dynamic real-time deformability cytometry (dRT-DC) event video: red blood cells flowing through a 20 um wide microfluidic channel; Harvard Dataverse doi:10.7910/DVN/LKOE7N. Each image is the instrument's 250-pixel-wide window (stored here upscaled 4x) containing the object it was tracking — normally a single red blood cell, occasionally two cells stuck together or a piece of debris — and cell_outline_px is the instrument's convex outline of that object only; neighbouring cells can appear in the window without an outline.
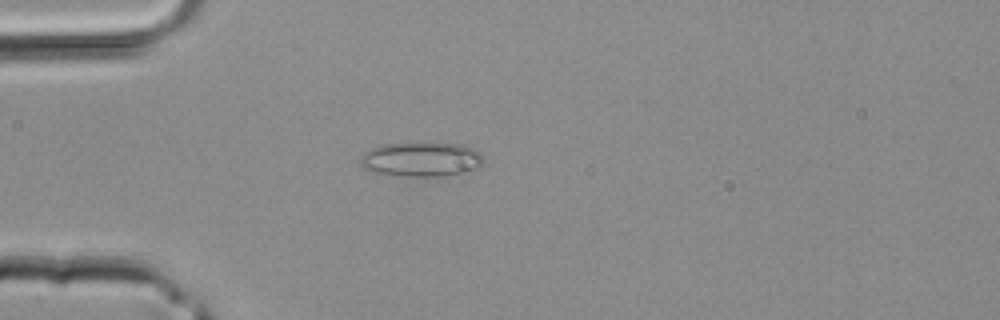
{"species": "common noctule bat (a hibernating species)", "species_latin": "Nyctalus noctula", "temperature_condition": "room temperature", "stored_images_in_passage": 30, "camera_frame_rate_fps": 3000, "um_per_image_px": 0.085, "animal": {"sex": "male", "body_mass_g": 20.4}, "frame": {"image": 1, "passage_image": 2, "time_ms": 0.333, "image_size_px": [1000, 320], "cell_outline_px": [[484, 164], [476, 168], [460, 172], [440, 176], [404, 176], [376, 172], [364, 168], [360, 164], [360, 156], [364, 152], [372, 148], [384, 144], [460, 144], [472, 148], [484, 160]], "centroid_in_image_um": [35.77, 13.55], "position_along_channel_um": 49.2, "area_um2": 24.04}}
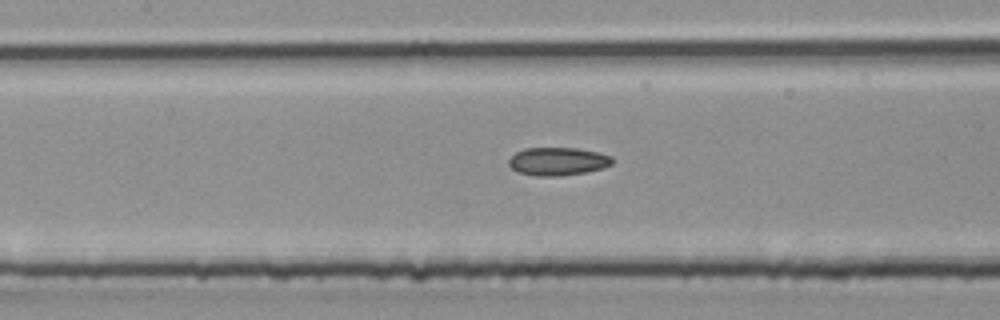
{"frame": {"image": 2, "passage_image": 9, "time_ms": 2.667, "image_size_px": [1000, 320], "cell_outline_px": [[612, 164], [604, 168], [584, 172], [560, 176], [536, 176], [516, 172], [508, 164], [508, 160], [516, 152], [524, 148], [580, 148], [612, 156]], "centroid_in_image_um": [47.39, 13.72], "position_along_channel_um": 160.0, "area_um2": 16.99}}
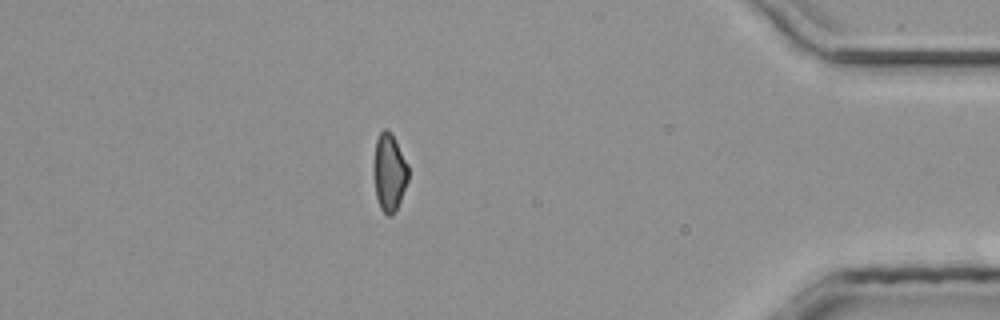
{"frame": {"image": 3, "passage_image": 25, "time_ms": 8.0, "image_size_px": [1000, 320], "cell_outline_px": [[408, 180], [400, 200], [392, 216], [388, 216], [380, 208], [376, 196], [372, 172], [372, 168], [376, 140], [380, 132], [384, 128], [388, 128], [392, 132], [408, 164]], "centroid_in_image_um": [33.06, 14.6], "position_along_channel_um": 402.1, "area_um2": 15.95}}